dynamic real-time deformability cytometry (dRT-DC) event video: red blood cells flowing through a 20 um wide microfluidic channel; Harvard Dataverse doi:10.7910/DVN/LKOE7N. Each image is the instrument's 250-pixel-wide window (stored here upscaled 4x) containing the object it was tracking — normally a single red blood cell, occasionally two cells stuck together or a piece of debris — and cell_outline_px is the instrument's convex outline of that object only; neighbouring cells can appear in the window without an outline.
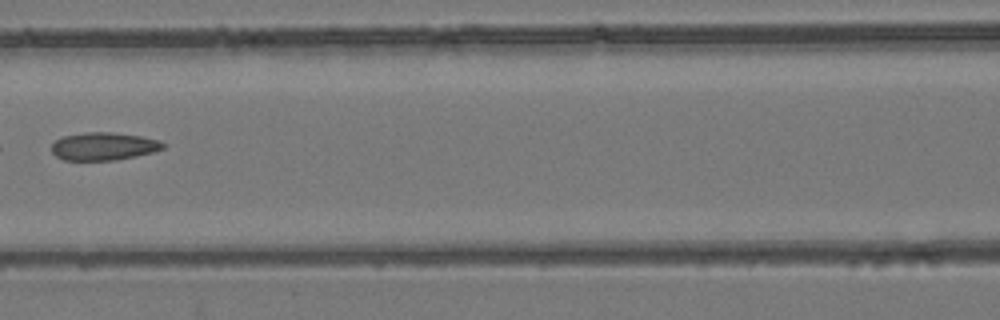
{"species": "common noctule bat (a hibernating species)", "species_latin": "Nyctalus noctula", "temperature_condition": "room temperature", "stored_images_in_passage": 3, "camera_frame_rate_fps": 3000, "um_per_image_px": 0.085, "animal": {"sex": "female", "body_mass_g": 24.6, "forearm_length_mm": 56.2}, "frame": {"image": 1, "passage_image": 3, "time_ms": 0.667, "image_size_px": [1000, 320], "cell_outline_px": [[168, 144], [164, 148], [152, 152], [136, 156], [116, 160], [64, 160], [56, 156], [52, 152], [52, 144], [60, 136], [84, 132], [112, 132], [140, 136], [160, 140]], "centroid_in_image_um": [8.82, 12.43], "position_along_channel_um": 157.8, "area_um2": 18.26}}